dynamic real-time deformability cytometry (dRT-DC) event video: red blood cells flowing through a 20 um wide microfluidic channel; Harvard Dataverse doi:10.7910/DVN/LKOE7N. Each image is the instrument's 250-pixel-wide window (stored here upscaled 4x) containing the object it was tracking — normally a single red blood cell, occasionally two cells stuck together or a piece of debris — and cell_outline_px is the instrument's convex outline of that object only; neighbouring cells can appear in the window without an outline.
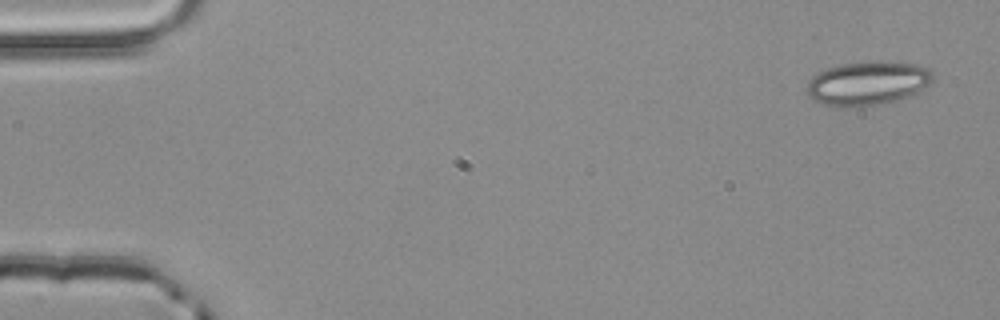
{"species": "common noctule bat (a hibernating species)", "species_latin": "Nyctalus noctula", "temperature_condition": "room temperature", "stored_images_in_passage": 4, "camera_frame_rate_fps": 3000, "um_per_image_px": 0.085, "animal": {"sex": "male", "body_mass_g": 20.4}, "frame": {"image": 1, "passage_image": 1, "time_ms": 0.0, "image_size_px": [1000, 320], "cell_outline_px": [[932, 80], [916, 96], [876, 104], [848, 108], [824, 104], [812, 100], [804, 92], [804, 88], [808, 80], [816, 72], [840, 64], [872, 60], [920, 64], [928, 68], [932, 72]], "centroid_in_image_um": [73.72, 7.07], "position_along_channel_um": 11.3, "area_um2": 33.0}}